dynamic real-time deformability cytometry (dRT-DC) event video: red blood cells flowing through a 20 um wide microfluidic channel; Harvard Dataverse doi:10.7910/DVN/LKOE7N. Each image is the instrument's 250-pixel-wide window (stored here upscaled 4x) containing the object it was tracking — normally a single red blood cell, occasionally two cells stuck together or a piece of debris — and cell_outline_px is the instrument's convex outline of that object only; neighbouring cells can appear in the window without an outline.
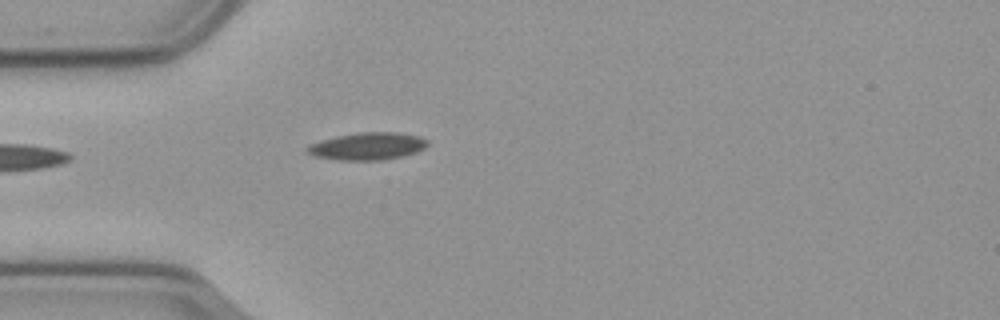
{"species": "common noctule bat (a hibernating species)", "species_latin": "Nyctalus noctula", "temperature_condition": "cold", "stored_images_in_passage": 15, "camera_frame_rate_fps": 3000, "um_per_image_px": 0.085, "animal": {"sex": "male", "body_mass_g": 23.1, "forearm_length_mm": 52.7}, "frame": {"image": 1, "passage_image": 1, "time_ms": 0.0, "image_size_px": [1000, 320], "cell_outline_px": [[428, 144], [424, 148], [416, 152], [400, 156], [380, 160], [340, 160], [316, 156], [308, 152], [304, 148], [312, 144], [336, 136], [356, 132], [400, 132], [420, 136], [428, 140]], "centroid_in_image_um": [31.28, 12.41], "position_along_channel_um": 53.7, "area_um2": 19.02}}
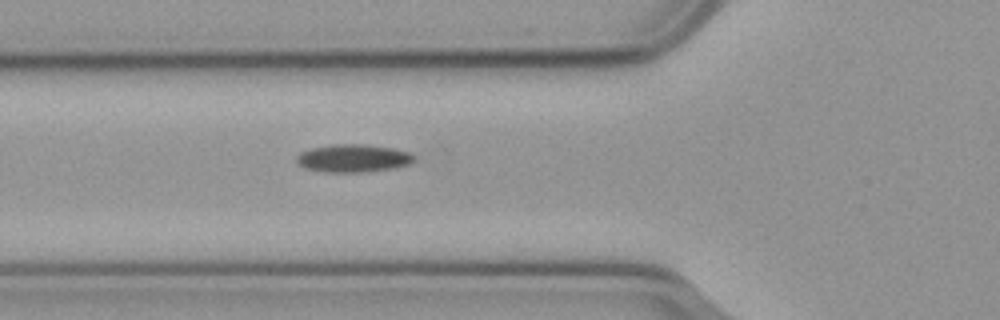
{"frame": {"image": 2, "passage_image": 5, "time_ms": 1.333, "image_size_px": [1000, 320], "cell_outline_px": [[416, 160], [408, 164], [392, 168], [356, 172], [328, 172], [308, 168], [300, 164], [296, 160], [296, 156], [300, 152], [312, 148], [332, 144], [368, 144], [392, 148], [412, 152], [416, 156]], "centroid_in_image_um": [30.07, 13.43], "position_along_channel_um": 95.7, "area_um2": 18.96}}
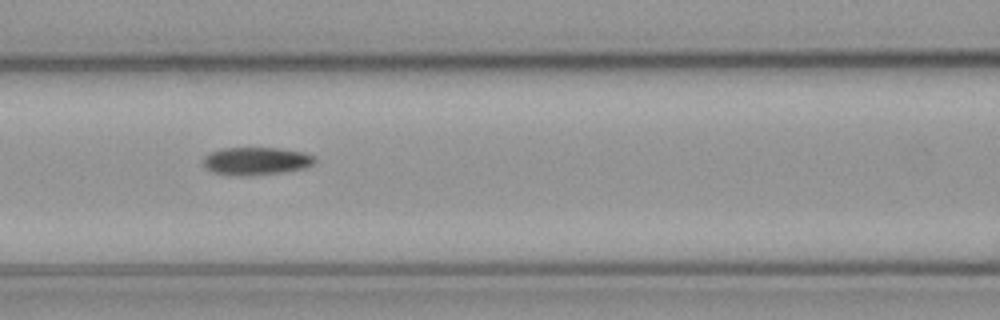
{"frame": {"image": 3, "passage_image": 9, "time_ms": 2.667, "image_size_px": [1000, 320], "cell_outline_px": [[316, 160], [312, 164], [304, 168], [284, 172], [248, 176], [244, 176], [212, 172], [204, 164], [204, 156], [220, 148], [280, 148], [304, 152], [312, 156]], "centroid_in_image_um": [21.79, 13.68], "position_along_channel_um": 144.8, "area_um2": 17.92}}